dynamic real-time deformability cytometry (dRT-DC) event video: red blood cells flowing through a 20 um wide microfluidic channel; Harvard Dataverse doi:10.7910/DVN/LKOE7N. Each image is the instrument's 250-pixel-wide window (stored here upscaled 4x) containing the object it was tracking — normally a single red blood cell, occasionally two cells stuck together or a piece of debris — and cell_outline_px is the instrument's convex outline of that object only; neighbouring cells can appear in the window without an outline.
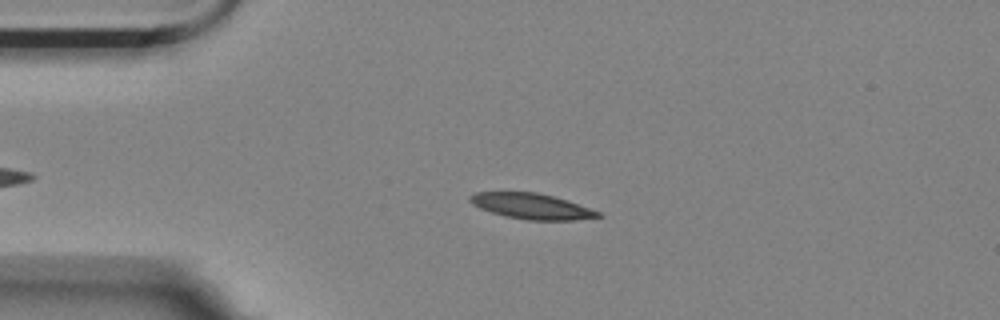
{"species": "Egyptian fruit bat (a non-hibernating species)", "species_latin": "Rousettus aegyptiacus", "temperature_condition": "room temperature", "stored_images_in_passage": 49, "camera_frame_rate_fps": 3000, "um_per_image_px": 0.085, "animal": {"sex": "female"}, "frame": {"image": 1, "passage_image": 11, "time_ms": 3.333, "image_size_px": [1000, 320], "cell_outline_px": [[604, 216], [572, 220], [528, 220], [504, 216], [480, 208], [472, 204], [468, 200], [468, 196], [476, 192], [536, 192], [568, 200], [600, 212]], "centroid_in_image_um": [45.17, 17.52], "position_along_channel_um": 39.8, "area_um2": 19.07}}
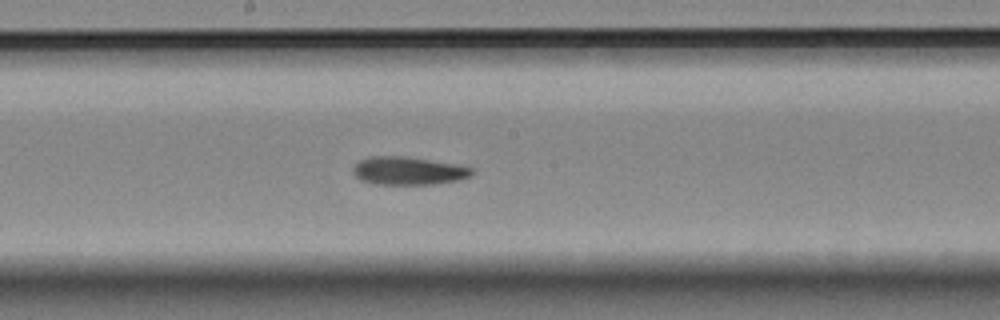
{"frame": {"image": 2, "passage_image": 28, "time_ms": 9.0, "image_size_px": [1000, 320], "cell_outline_px": [[476, 172], [472, 176], [460, 180], [432, 184], [372, 184], [360, 180], [352, 172], [352, 168], [360, 160], [368, 156], [404, 156], [456, 164], [472, 168]], "centroid_in_image_um": [34.71, 14.52], "position_along_channel_um": 213.5, "area_um2": 19.59}}
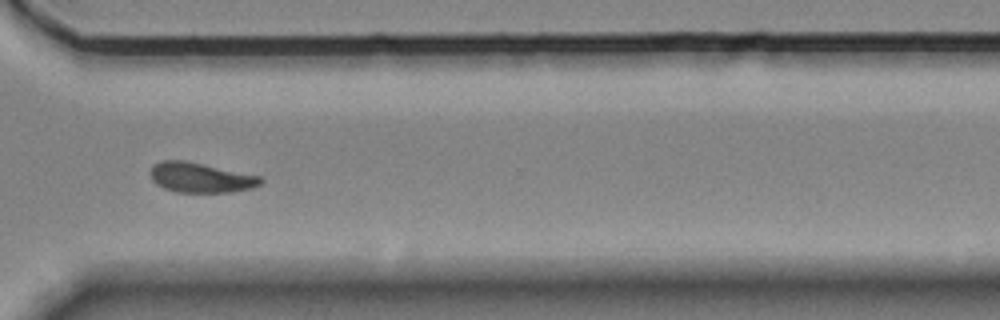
{"frame": {"image": 3, "passage_image": 40, "time_ms": 13.0, "image_size_px": [1000, 320], "cell_outline_px": [[264, 180], [260, 184], [252, 188], [232, 192], [176, 192], [164, 188], [156, 184], [152, 180], [152, 164], [160, 160], [184, 160], [260, 176]], "centroid_in_image_um": [17.04, 15.09], "position_along_channel_um": 353.6, "area_um2": 19.13}, "authors_computed_cell_mechanics": {"area_um2": 19.5942, "velocity_mm_per_s": 3.5086, "shape_relaxation_time_tau1_ms": 10.2076, "shape_relaxation_time_tau2_ms": 3.4742, "deformation_change_tau1": 0.2131, "deformation_change_tau2": 0.0962}}